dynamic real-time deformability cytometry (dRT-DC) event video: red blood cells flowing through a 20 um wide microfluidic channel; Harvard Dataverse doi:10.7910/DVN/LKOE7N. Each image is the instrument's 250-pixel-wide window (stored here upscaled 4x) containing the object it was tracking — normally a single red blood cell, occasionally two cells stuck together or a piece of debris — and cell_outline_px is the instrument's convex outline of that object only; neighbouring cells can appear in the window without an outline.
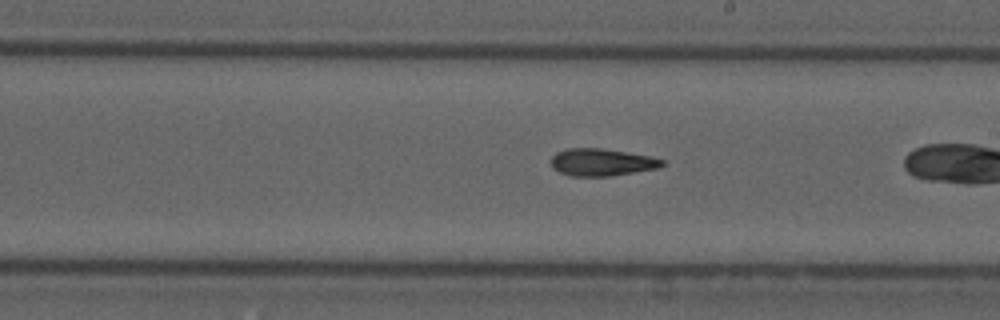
{"species": "common noctule bat (a hibernating species)", "species_latin": "Nyctalus noctula", "temperature_condition": "cold", "stored_images_in_passage": 38, "camera_frame_rate_fps": 3000, "um_per_image_px": 0.085, "animal": {"sex": "male", "forearm_length_mm": 52.5}, "frame": {"image": 1, "passage_image": 27, "time_ms": 8.667, "image_size_px": [1000, 320], "cell_outline_px": [[664, 164], [656, 168], [612, 176], [572, 176], [560, 172], [552, 168], [552, 156], [556, 152], [568, 148], [600, 148], [652, 156], [664, 160]], "centroid_in_image_um": [51.13, 13.79], "position_along_channel_um": 237.9, "area_um2": 17.57}}